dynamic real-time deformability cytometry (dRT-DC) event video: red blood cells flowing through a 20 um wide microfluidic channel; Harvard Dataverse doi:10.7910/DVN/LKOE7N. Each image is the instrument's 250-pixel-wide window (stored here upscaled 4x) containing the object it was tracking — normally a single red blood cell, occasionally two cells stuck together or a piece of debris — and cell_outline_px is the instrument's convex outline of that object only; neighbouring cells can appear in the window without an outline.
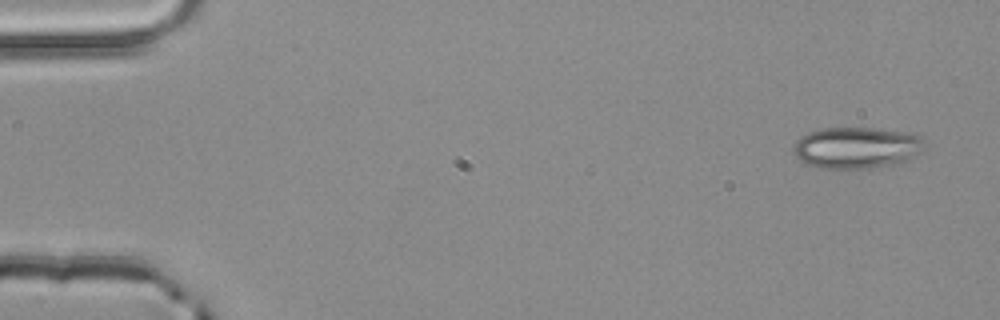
{"species": "common noctule bat (a hibernating species)", "species_latin": "Nyctalus noctula", "temperature_condition": "room temperature", "stored_images_in_passage": 4, "camera_frame_rate_fps": 3000, "um_per_image_px": 0.085, "animal": {"sex": "male", "body_mass_g": 20.4}, "frame": {"image": 1, "passage_image": 1, "time_ms": 0.0, "image_size_px": [1000, 320], "cell_outline_px": [[924, 148], [920, 152], [900, 164], [868, 168], [816, 168], [800, 160], [796, 156], [792, 148], [792, 144], [800, 136], [808, 132], [820, 128], [872, 128], [908, 132], [920, 136], [924, 140]], "centroid_in_image_um": [72.79, 12.55], "position_along_channel_um": 12.2, "area_um2": 31.96}}